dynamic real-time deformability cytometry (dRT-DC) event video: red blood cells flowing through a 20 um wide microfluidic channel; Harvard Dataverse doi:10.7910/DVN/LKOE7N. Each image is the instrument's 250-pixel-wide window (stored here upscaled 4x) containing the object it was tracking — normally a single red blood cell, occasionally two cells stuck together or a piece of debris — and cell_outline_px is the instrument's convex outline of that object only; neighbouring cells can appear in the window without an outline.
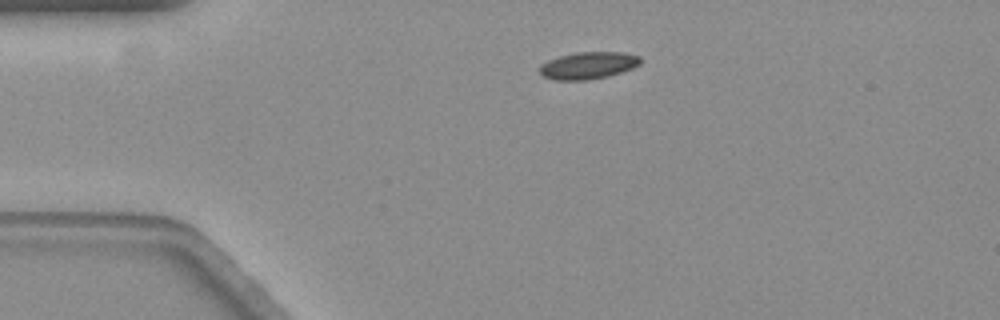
{"species": "common noctule bat (a hibernating species)", "species_latin": "Nyctalus noctula", "temperature_condition": "warm", "stored_images_in_passage": 39, "camera_frame_rate_fps": 3000, "um_per_image_px": 0.085, "animal": {"sex": "female", "body_mass_g": 19.3, "forearm_length_mm": 54.1}, "frame": {"image": 1, "passage_image": 1, "time_ms": 0.0, "image_size_px": [1000, 320], "cell_outline_px": [[640, 64], [632, 68], [608, 76], [588, 80], [552, 80], [540, 76], [540, 64], [548, 60], [560, 56], [576, 52], [624, 52], [640, 56]], "centroid_in_image_um": [49.96, 5.57], "position_along_channel_um": 35.0, "area_um2": 16.01}}
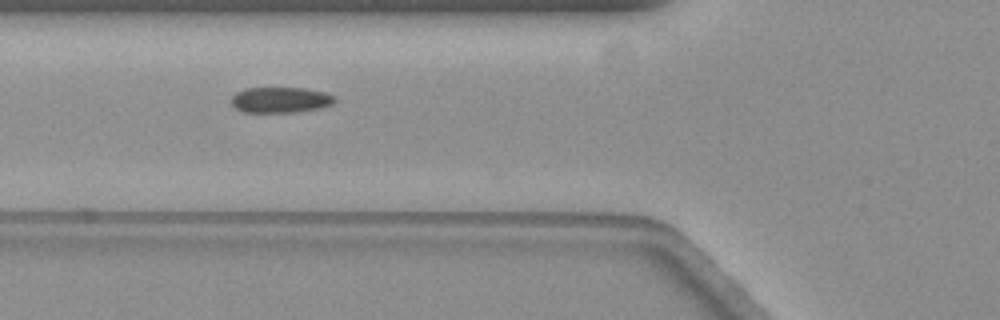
{"frame": {"image": 2, "passage_image": 10, "time_ms": 3.0, "image_size_px": [1000, 320], "cell_outline_px": [[336, 100], [332, 104], [320, 108], [296, 112], [244, 112], [236, 108], [232, 104], [232, 96], [236, 92], [244, 88], [304, 88], [324, 92], [336, 96]], "centroid_in_image_um": [23.85, 8.49], "position_along_channel_um": 101.9, "area_um2": 15.49}}
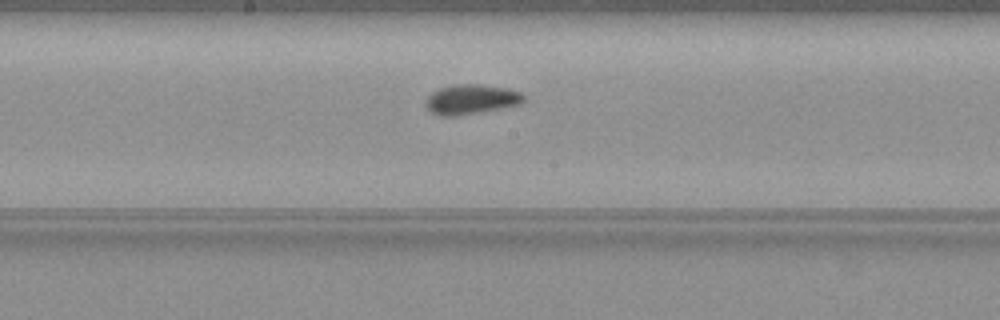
{"frame": {"image": 3, "passage_image": 19, "time_ms": 6.0, "image_size_px": [1000, 320], "cell_outline_px": [[524, 100], [520, 104], [500, 108], [456, 116], [440, 116], [432, 112], [424, 104], [428, 96], [432, 92], [440, 88], [456, 84], [484, 84], [504, 88], [520, 92], [524, 96]], "centroid_in_image_um": [40.02, 8.44], "position_along_channel_um": 208.2, "area_um2": 16.82}, "authors_computed_cell_mechanics": {"area_um2": 16.184, "velocity_mm_per_s": 3.5265, "shape_relaxation_time_tau1_ms": 3.725, "shape_relaxation_time_tau2_ms": null, "deformation_change_tau1": 0.1015, "deformation_change_tau2": null}}